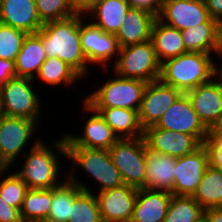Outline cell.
I'll return each instance as SVG.
<instances>
[{
  "mask_svg": "<svg viewBox=\"0 0 222 222\" xmlns=\"http://www.w3.org/2000/svg\"><path fill=\"white\" fill-rule=\"evenodd\" d=\"M113 73L123 78L138 79L147 83L160 79L161 63L151 40L119 47L118 58L112 65Z\"/></svg>",
  "mask_w": 222,
  "mask_h": 222,
  "instance_id": "52a82bcc",
  "label": "cell"
},
{
  "mask_svg": "<svg viewBox=\"0 0 222 222\" xmlns=\"http://www.w3.org/2000/svg\"><path fill=\"white\" fill-rule=\"evenodd\" d=\"M12 170L11 167L6 163V161L0 156V177L7 173L8 170Z\"/></svg>",
  "mask_w": 222,
  "mask_h": 222,
  "instance_id": "7dc6e473",
  "label": "cell"
},
{
  "mask_svg": "<svg viewBox=\"0 0 222 222\" xmlns=\"http://www.w3.org/2000/svg\"><path fill=\"white\" fill-rule=\"evenodd\" d=\"M129 9L126 0H100L85 13V17H91L90 22L104 32L116 34Z\"/></svg>",
  "mask_w": 222,
  "mask_h": 222,
  "instance_id": "603a6c76",
  "label": "cell"
},
{
  "mask_svg": "<svg viewBox=\"0 0 222 222\" xmlns=\"http://www.w3.org/2000/svg\"><path fill=\"white\" fill-rule=\"evenodd\" d=\"M215 56L186 52L161 63L160 80L183 93L210 82L215 77Z\"/></svg>",
  "mask_w": 222,
  "mask_h": 222,
  "instance_id": "277c9868",
  "label": "cell"
},
{
  "mask_svg": "<svg viewBox=\"0 0 222 222\" xmlns=\"http://www.w3.org/2000/svg\"><path fill=\"white\" fill-rule=\"evenodd\" d=\"M82 189L67 177L52 187V202L45 222H68L71 204Z\"/></svg>",
  "mask_w": 222,
  "mask_h": 222,
  "instance_id": "4316f807",
  "label": "cell"
},
{
  "mask_svg": "<svg viewBox=\"0 0 222 222\" xmlns=\"http://www.w3.org/2000/svg\"><path fill=\"white\" fill-rule=\"evenodd\" d=\"M217 49L222 47V16L215 19Z\"/></svg>",
  "mask_w": 222,
  "mask_h": 222,
  "instance_id": "bcb514c9",
  "label": "cell"
},
{
  "mask_svg": "<svg viewBox=\"0 0 222 222\" xmlns=\"http://www.w3.org/2000/svg\"><path fill=\"white\" fill-rule=\"evenodd\" d=\"M3 113H2V107H1V102H0V119L2 118Z\"/></svg>",
  "mask_w": 222,
  "mask_h": 222,
  "instance_id": "c3c4849f",
  "label": "cell"
},
{
  "mask_svg": "<svg viewBox=\"0 0 222 222\" xmlns=\"http://www.w3.org/2000/svg\"><path fill=\"white\" fill-rule=\"evenodd\" d=\"M77 13L85 14L100 0H72Z\"/></svg>",
  "mask_w": 222,
  "mask_h": 222,
  "instance_id": "7bdbcfd3",
  "label": "cell"
},
{
  "mask_svg": "<svg viewBox=\"0 0 222 222\" xmlns=\"http://www.w3.org/2000/svg\"><path fill=\"white\" fill-rule=\"evenodd\" d=\"M199 120L209 129L222 112V81L214 77L210 82L186 92Z\"/></svg>",
  "mask_w": 222,
  "mask_h": 222,
  "instance_id": "ac0fdd59",
  "label": "cell"
},
{
  "mask_svg": "<svg viewBox=\"0 0 222 222\" xmlns=\"http://www.w3.org/2000/svg\"><path fill=\"white\" fill-rule=\"evenodd\" d=\"M40 126L24 117L2 116L0 119V156L12 168L17 157L24 155L27 144ZM25 150V151H24Z\"/></svg>",
  "mask_w": 222,
  "mask_h": 222,
  "instance_id": "30bf717a",
  "label": "cell"
},
{
  "mask_svg": "<svg viewBox=\"0 0 222 222\" xmlns=\"http://www.w3.org/2000/svg\"><path fill=\"white\" fill-rule=\"evenodd\" d=\"M156 127L195 136L202 144L208 136V129L199 120L186 93L163 114Z\"/></svg>",
  "mask_w": 222,
  "mask_h": 222,
  "instance_id": "5bb4252c",
  "label": "cell"
},
{
  "mask_svg": "<svg viewBox=\"0 0 222 222\" xmlns=\"http://www.w3.org/2000/svg\"><path fill=\"white\" fill-rule=\"evenodd\" d=\"M52 141L49 142V146L48 142L45 144V140L36 136L35 141L30 144L29 152L22 156L26 158L15 173L29 189H50L59 185L67 177L66 173L64 175L60 173L63 167L59 162L63 155L66 157L65 137L62 135L58 140Z\"/></svg>",
  "mask_w": 222,
  "mask_h": 222,
  "instance_id": "6da1fadb",
  "label": "cell"
},
{
  "mask_svg": "<svg viewBox=\"0 0 222 222\" xmlns=\"http://www.w3.org/2000/svg\"><path fill=\"white\" fill-rule=\"evenodd\" d=\"M192 197L204 209L222 207V171L209 165Z\"/></svg>",
  "mask_w": 222,
  "mask_h": 222,
  "instance_id": "f1b7e54d",
  "label": "cell"
},
{
  "mask_svg": "<svg viewBox=\"0 0 222 222\" xmlns=\"http://www.w3.org/2000/svg\"><path fill=\"white\" fill-rule=\"evenodd\" d=\"M27 32L0 23V59L16 61Z\"/></svg>",
  "mask_w": 222,
  "mask_h": 222,
  "instance_id": "d590c367",
  "label": "cell"
},
{
  "mask_svg": "<svg viewBox=\"0 0 222 222\" xmlns=\"http://www.w3.org/2000/svg\"><path fill=\"white\" fill-rule=\"evenodd\" d=\"M130 8L142 9L150 12L155 17L160 15L162 9L161 0H126Z\"/></svg>",
  "mask_w": 222,
  "mask_h": 222,
  "instance_id": "74e56055",
  "label": "cell"
},
{
  "mask_svg": "<svg viewBox=\"0 0 222 222\" xmlns=\"http://www.w3.org/2000/svg\"><path fill=\"white\" fill-rule=\"evenodd\" d=\"M0 23L27 33H37L43 25L35 0H0Z\"/></svg>",
  "mask_w": 222,
  "mask_h": 222,
  "instance_id": "d6986e66",
  "label": "cell"
},
{
  "mask_svg": "<svg viewBox=\"0 0 222 222\" xmlns=\"http://www.w3.org/2000/svg\"><path fill=\"white\" fill-rule=\"evenodd\" d=\"M33 83L30 78L12 77L0 87V102L4 116L24 117L41 127L42 103Z\"/></svg>",
  "mask_w": 222,
  "mask_h": 222,
  "instance_id": "8992f818",
  "label": "cell"
},
{
  "mask_svg": "<svg viewBox=\"0 0 222 222\" xmlns=\"http://www.w3.org/2000/svg\"><path fill=\"white\" fill-rule=\"evenodd\" d=\"M204 211L192 196L172 195L164 222H203Z\"/></svg>",
  "mask_w": 222,
  "mask_h": 222,
  "instance_id": "1f68e13d",
  "label": "cell"
},
{
  "mask_svg": "<svg viewBox=\"0 0 222 222\" xmlns=\"http://www.w3.org/2000/svg\"><path fill=\"white\" fill-rule=\"evenodd\" d=\"M157 18L180 31L201 23H215L208 14L204 0H168L162 4Z\"/></svg>",
  "mask_w": 222,
  "mask_h": 222,
  "instance_id": "e0dca14e",
  "label": "cell"
},
{
  "mask_svg": "<svg viewBox=\"0 0 222 222\" xmlns=\"http://www.w3.org/2000/svg\"><path fill=\"white\" fill-rule=\"evenodd\" d=\"M208 166L209 153L204 144L195 152L176 158L173 195L193 196Z\"/></svg>",
  "mask_w": 222,
  "mask_h": 222,
  "instance_id": "9a60e30c",
  "label": "cell"
},
{
  "mask_svg": "<svg viewBox=\"0 0 222 222\" xmlns=\"http://www.w3.org/2000/svg\"><path fill=\"white\" fill-rule=\"evenodd\" d=\"M83 110L90 116L82 126L81 134L64 133L66 147H85L90 149L109 150L119 138L106 124L104 119L84 100L81 103ZM84 104V105H83Z\"/></svg>",
  "mask_w": 222,
  "mask_h": 222,
  "instance_id": "7c38bea8",
  "label": "cell"
},
{
  "mask_svg": "<svg viewBox=\"0 0 222 222\" xmlns=\"http://www.w3.org/2000/svg\"><path fill=\"white\" fill-rule=\"evenodd\" d=\"M86 184L85 182L78 181V186L82 190L95 193L99 203L102 222L131 221L137 198V188L125 184L121 187L94 192L95 190L93 189L95 188H92V185L90 188Z\"/></svg>",
  "mask_w": 222,
  "mask_h": 222,
  "instance_id": "8fae6325",
  "label": "cell"
},
{
  "mask_svg": "<svg viewBox=\"0 0 222 222\" xmlns=\"http://www.w3.org/2000/svg\"><path fill=\"white\" fill-rule=\"evenodd\" d=\"M207 137H222V112L218 115L216 121L208 129Z\"/></svg>",
  "mask_w": 222,
  "mask_h": 222,
  "instance_id": "ee69618b",
  "label": "cell"
},
{
  "mask_svg": "<svg viewBox=\"0 0 222 222\" xmlns=\"http://www.w3.org/2000/svg\"><path fill=\"white\" fill-rule=\"evenodd\" d=\"M46 58L41 37L28 33L15 61L16 76L34 79Z\"/></svg>",
  "mask_w": 222,
  "mask_h": 222,
  "instance_id": "484cf974",
  "label": "cell"
},
{
  "mask_svg": "<svg viewBox=\"0 0 222 222\" xmlns=\"http://www.w3.org/2000/svg\"><path fill=\"white\" fill-rule=\"evenodd\" d=\"M42 23L57 21L77 14L72 0H35Z\"/></svg>",
  "mask_w": 222,
  "mask_h": 222,
  "instance_id": "e575fe53",
  "label": "cell"
},
{
  "mask_svg": "<svg viewBox=\"0 0 222 222\" xmlns=\"http://www.w3.org/2000/svg\"><path fill=\"white\" fill-rule=\"evenodd\" d=\"M206 9L212 19L222 16V0H204Z\"/></svg>",
  "mask_w": 222,
  "mask_h": 222,
  "instance_id": "60d3db41",
  "label": "cell"
},
{
  "mask_svg": "<svg viewBox=\"0 0 222 222\" xmlns=\"http://www.w3.org/2000/svg\"><path fill=\"white\" fill-rule=\"evenodd\" d=\"M109 151L125 184L145 188L147 145L144 137L119 139Z\"/></svg>",
  "mask_w": 222,
  "mask_h": 222,
  "instance_id": "ba28073f",
  "label": "cell"
},
{
  "mask_svg": "<svg viewBox=\"0 0 222 222\" xmlns=\"http://www.w3.org/2000/svg\"><path fill=\"white\" fill-rule=\"evenodd\" d=\"M203 144L209 153V165L222 171V137H207Z\"/></svg>",
  "mask_w": 222,
  "mask_h": 222,
  "instance_id": "8d00e7d4",
  "label": "cell"
},
{
  "mask_svg": "<svg viewBox=\"0 0 222 222\" xmlns=\"http://www.w3.org/2000/svg\"><path fill=\"white\" fill-rule=\"evenodd\" d=\"M97 86L89 95L83 97L92 108H127L139 111L147 82L123 78L116 73Z\"/></svg>",
  "mask_w": 222,
  "mask_h": 222,
  "instance_id": "5b68a950",
  "label": "cell"
},
{
  "mask_svg": "<svg viewBox=\"0 0 222 222\" xmlns=\"http://www.w3.org/2000/svg\"><path fill=\"white\" fill-rule=\"evenodd\" d=\"M54 86H68L76 85L82 78L64 61L57 57H47L43 64L40 66L39 71L33 79L38 82Z\"/></svg>",
  "mask_w": 222,
  "mask_h": 222,
  "instance_id": "83f0119b",
  "label": "cell"
},
{
  "mask_svg": "<svg viewBox=\"0 0 222 222\" xmlns=\"http://www.w3.org/2000/svg\"><path fill=\"white\" fill-rule=\"evenodd\" d=\"M176 158L147 148L145 188L173 195Z\"/></svg>",
  "mask_w": 222,
  "mask_h": 222,
  "instance_id": "7402d4cb",
  "label": "cell"
},
{
  "mask_svg": "<svg viewBox=\"0 0 222 222\" xmlns=\"http://www.w3.org/2000/svg\"><path fill=\"white\" fill-rule=\"evenodd\" d=\"M171 197L170 192L138 188L130 222H164Z\"/></svg>",
  "mask_w": 222,
  "mask_h": 222,
  "instance_id": "ffe728a7",
  "label": "cell"
},
{
  "mask_svg": "<svg viewBox=\"0 0 222 222\" xmlns=\"http://www.w3.org/2000/svg\"><path fill=\"white\" fill-rule=\"evenodd\" d=\"M187 52L215 55L217 52L215 23H201L181 31Z\"/></svg>",
  "mask_w": 222,
  "mask_h": 222,
  "instance_id": "f546056e",
  "label": "cell"
},
{
  "mask_svg": "<svg viewBox=\"0 0 222 222\" xmlns=\"http://www.w3.org/2000/svg\"><path fill=\"white\" fill-rule=\"evenodd\" d=\"M86 20V21H85ZM85 14L80 13V43L82 51L92 68L94 65L103 66L118 58L119 45L115 34L106 33L88 21ZM88 21V22H87ZM116 56V58H114Z\"/></svg>",
  "mask_w": 222,
  "mask_h": 222,
  "instance_id": "9c48e42d",
  "label": "cell"
},
{
  "mask_svg": "<svg viewBox=\"0 0 222 222\" xmlns=\"http://www.w3.org/2000/svg\"><path fill=\"white\" fill-rule=\"evenodd\" d=\"M119 139L143 137L139 113L127 108H93Z\"/></svg>",
  "mask_w": 222,
  "mask_h": 222,
  "instance_id": "d4e9b609",
  "label": "cell"
},
{
  "mask_svg": "<svg viewBox=\"0 0 222 222\" xmlns=\"http://www.w3.org/2000/svg\"><path fill=\"white\" fill-rule=\"evenodd\" d=\"M8 176L4 173L0 177V196L10 206L21 209L26 192L29 190L27 184L14 172Z\"/></svg>",
  "mask_w": 222,
  "mask_h": 222,
  "instance_id": "836d02e7",
  "label": "cell"
},
{
  "mask_svg": "<svg viewBox=\"0 0 222 222\" xmlns=\"http://www.w3.org/2000/svg\"><path fill=\"white\" fill-rule=\"evenodd\" d=\"M52 202V188L29 189L20 213L23 222H45Z\"/></svg>",
  "mask_w": 222,
  "mask_h": 222,
  "instance_id": "4dcf8cb0",
  "label": "cell"
},
{
  "mask_svg": "<svg viewBox=\"0 0 222 222\" xmlns=\"http://www.w3.org/2000/svg\"><path fill=\"white\" fill-rule=\"evenodd\" d=\"M47 57H57L81 78L89 75V64L80 43V13L72 17L43 23L37 32Z\"/></svg>",
  "mask_w": 222,
  "mask_h": 222,
  "instance_id": "7a4b0ae2",
  "label": "cell"
},
{
  "mask_svg": "<svg viewBox=\"0 0 222 222\" xmlns=\"http://www.w3.org/2000/svg\"><path fill=\"white\" fill-rule=\"evenodd\" d=\"M182 94L181 90L164 84L160 79L147 83L138 111L143 129L156 125Z\"/></svg>",
  "mask_w": 222,
  "mask_h": 222,
  "instance_id": "4fadbf2b",
  "label": "cell"
},
{
  "mask_svg": "<svg viewBox=\"0 0 222 222\" xmlns=\"http://www.w3.org/2000/svg\"><path fill=\"white\" fill-rule=\"evenodd\" d=\"M215 58H216V61H215V77L222 81V47L217 49ZM217 59H219V61L221 63Z\"/></svg>",
  "mask_w": 222,
  "mask_h": 222,
  "instance_id": "f6af8a7d",
  "label": "cell"
},
{
  "mask_svg": "<svg viewBox=\"0 0 222 222\" xmlns=\"http://www.w3.org/2000/svg\"><path fill=\"white\" fill-rule=\"evenodd\" d=\"M16 76L15 62L0 59V87L9 79Z\"/></svg>",
  "mask_w": 222,
  "mask_h": 222,
  "instance_id": "ab89813d",
  "label": "cell"
},
{
  "mask_svg": "<svg viewBox=\"0 0 222 222\" xmlns=\"http://www.w3.org/2000/svg\"><path fill=\"white\" fill-rule=\"evenodd\" d=\"M157 17L148 11L130 8L123 24L115 34L119 47L151 40V31Z\"/></svg>",
  "mask_w": 222,
  "mask_h": 222,
  "instance_id": "44dd1931",
  "label": "cell"
},
{
  "mask_svg": "<svg viewBox=\"0 0 222 222\" xmlns=\"http://www.w3.org/2000/svg\"><path fill=\"white\" fill-rule=\"evenodd\" d=\"M0 222H23L20 209L8 205L0 196Z\"/></svg>",
  "mask_w": 222,
  "mask_h": 222,
  "instance_id": "f35d334b",
  "label": "cell"
},
{
  "mask_svg": "<svg viewBox=\"0 0 222 222\" xmlns=\"http://www.w3.org/2000/svg\"><path fill=\"white\" fill-rule=\"evenodd\" d=\"M203 222H222V207L205 209Z\"/></svg>",
  "mask_w": 222,
  "mask_h": 222,
  "instance_id": "b9f144b4",
  "label": "cell"
},
{
  "mask_svg": "<svg viewBox=\"0 0 222 222\" xmlns=\"http://www.w3.org/2000/svg\"><path fill=\"white\" fill-rule=\"evenodd\" d=\"M147 148L157 153L180 158L195 152L203 144L193 135L150 126L144 129Z\"/></svg>",
  "mask_w": 222,
  "mask_h": 222,
  "instance_id": "2e32d148",
  "label": "cell"
},
{
  "mask_svg": "<svg viewBox=\"0 0 222 222\" xmlns=\"http://www.w3.org/2000/svg\"><path fill=\"white\" fill-rule=\"evenodd\" d=\"M66 158H68L69 161H73L70 165L72 168H68L66 176L77 185L79 180L77 171L79 167L81 168L80 170L83 169L82 172L85 171L83 173H87V176L89 175L90 178L94 180H90L89 185L92 183L94 187L98 188L96 190L98 192L125 185L122 174L114 165L109 150L66 147ZM97 184L99 187L96 186Z\"/></svg>",
  "mask_w": 222,
  "mask_h": 222,
  "instance_id": "3957f363",
  "label": "cell"
},
{
  "mask_svg": "<svg viewBox=\"0 0 222 222\" xmlns=\"http://www.w3.org/2000/svg\"><path fill=\"white\" fill-rule=\"evenodd\" d=\"M151 41L160 63L187 52L181 31L161 22L158 18L152 26Z\"/></svg>",
  "mask_w": 222,
  "mask_h": 222,
  "instance_id": "cb8c5ba5",
  "label": "cell"
},
{
  "mask_svg": "<svg viewBox=\"0 0 222 222\" xmlns=\"http://www.w3.org/2000/svg\"><path fill=\"white\" fill-rule=\"evenodd\" d=\"M68 222H102L95 193L82 190L74 198Z\"/></svg>",
  "mask_w": 222,
  "mask_h": 222,
  "instance_id": "d6a6232c",
  "label": "cell"
}]
</instances>
